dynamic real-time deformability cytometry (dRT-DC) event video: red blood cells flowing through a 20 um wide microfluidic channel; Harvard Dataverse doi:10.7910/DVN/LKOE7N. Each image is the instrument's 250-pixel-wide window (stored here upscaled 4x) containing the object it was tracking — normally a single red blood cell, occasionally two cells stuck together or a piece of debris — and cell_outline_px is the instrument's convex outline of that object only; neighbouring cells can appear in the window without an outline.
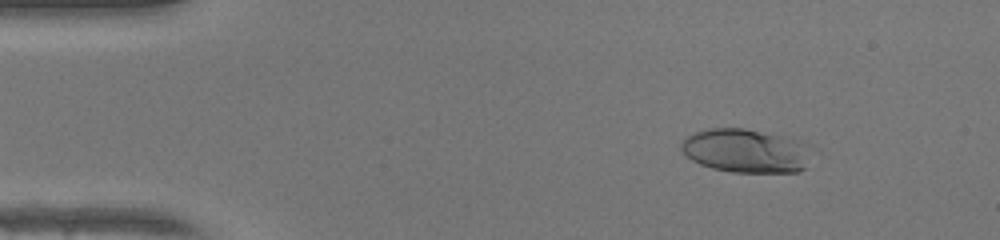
{"species": "human", "species_latin": "Homo sapiens", "temperature_condition": "warm", "stored_images_in_passage": 50, "camera_frame_rate_fps": 3000, "um_per_image_px": 0.085, "donor": {"sex": "female"}, "frame": {"image": 1, "passage_image": 7, "time_ms": 2.0, "image_size_px": [1000, 240], "cell_outline_px": [[812, 144], [804, 168], [796, 172], [732, 172], [712, 168], [700, 164], [692, 160], [680, 148], [680, 144], [684, 136], [708, 128], [744, 128], [792, 136]], "centroid_in_image_um": [63.43, 12.78], "position_along_channel_um": 21.6, "area_um2": 33.81}}
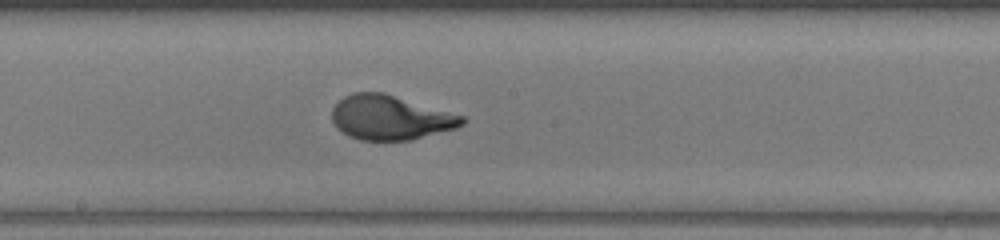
{"frame": {"image": 2, "passage_image": 27, "time_ms": 8.667, "image_size_px": [1000, 240], "cell_outline_px": [[468, 120], [464, 124], [456, 128], [412, 140], [360, 140], [348, 136], [336, 128], [332, 120], [332, 108], [344, 96], [352, 92], [384, 92], [464, 116]], "centroid_in_image_um": [33.17, 9.99], "position_along_channel_um": 215.0, "area_um2": 33.93}}
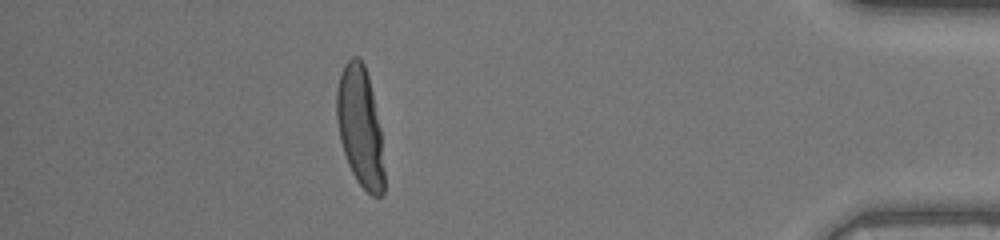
{"frame": {"image": 3, "passage_image": 44, "time_ms": 14.333, "image_size_px": [1000, 240], "cell_outline_px": [[384, 192], [380, 196], [372, 196], [356, 180], [348, 164], [340, 140], [336, 120], [336, 88], [340, 72], [344, 64], [352, 56], [356, 56], [364, 64], [368, 76], [372, 92], [380, 128], [384, 172]], "centroid_in_image_um": [30.59, 10.76], "position_along_channel_um": 404.6, "area_um2": 33.18}, "authors_computed_cell_mechanics": {"area_um2": 33.3217, "velocity_mm_per_s": 4.2264, "shape_relaxation_time_tau1_ms": 4.9129, "shape_relaxation_time_tau2_ms": null, "deformation_change_tau1": 0.2738, "deformation_change_tau2": null}}